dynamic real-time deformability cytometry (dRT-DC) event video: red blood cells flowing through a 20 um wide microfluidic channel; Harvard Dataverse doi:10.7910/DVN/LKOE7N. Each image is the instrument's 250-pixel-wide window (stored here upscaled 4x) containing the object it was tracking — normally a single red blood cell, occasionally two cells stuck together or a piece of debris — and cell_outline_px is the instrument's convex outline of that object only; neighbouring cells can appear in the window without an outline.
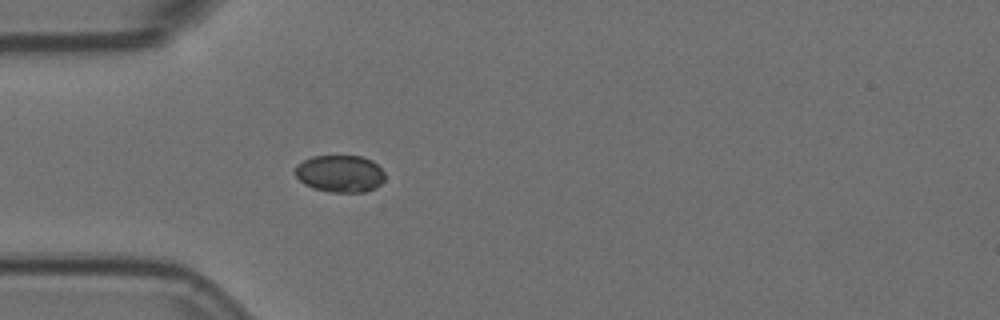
{"species": "Egyptian fruit bat (a non-hibernating species)", "species_latin": "Rousettus aegyptiacus", "temperature_condition": "room temperature", "stored_images_in_passage": 4, "camera_frame_rate_fps": 3000, "um_per_image_px": 0.085, "animal": {"sex": "female"}, "frame": {"image": 1, "passage_image": 4, "time_ms": 1.0, "image_size_px": [1000, 320], "cell_outline_px": [[384, 180], [376, 188], [364, 192], [332, 192], [312, 188], [304, 184], [296, 176], [296, 164], [312, 156], [360, 156], [372, 160], [384, 172]], "centroid_in_image_um": [28.9, 14.76], "position_along_channel_um": 56.1, "area_um2": 19.42}}